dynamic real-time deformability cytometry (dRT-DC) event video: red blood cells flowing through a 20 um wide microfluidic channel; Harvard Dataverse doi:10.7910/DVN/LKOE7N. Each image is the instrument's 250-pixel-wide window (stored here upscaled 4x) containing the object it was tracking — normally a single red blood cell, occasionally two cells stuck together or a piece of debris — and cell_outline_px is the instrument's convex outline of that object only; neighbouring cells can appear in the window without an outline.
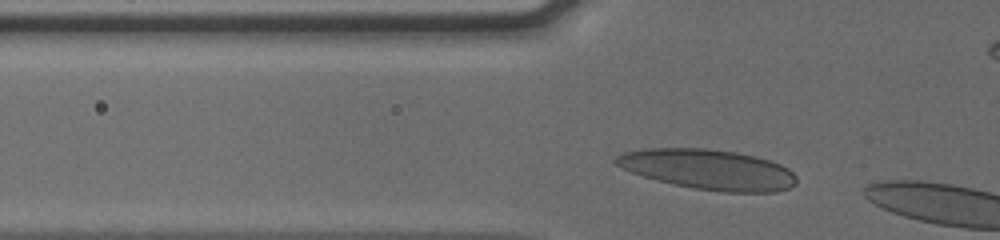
{"species": "human", "species_latin": "Homo sapiens", "temperature_condition": "cold", "stored_images_in_passage": 4, "camera_frame_rate_fps": 3000, "um_per_image_px": 0.085, "donor": {"sex": "male"}, "frame": {"image": 1, "passage_image": 2, "time_ms": 0.333, "image_size_px": [1000, 240], "cell_outline_px": [[796, 184], [788, 188], [776, 192], [724, 192], [692, 188], [672, 184], [656, 180], [632, 172], [616, 164], [612, 160], [616, 156], [624, 152], [644, 148], [708, 148], [736, 152], [756, 156], [780, 164], [788, 168], [796, 176]], "centroid_in_image_um": [60.2, 14.4], "position_along_channel_um": 65.6, "area_um2": 42.37}}